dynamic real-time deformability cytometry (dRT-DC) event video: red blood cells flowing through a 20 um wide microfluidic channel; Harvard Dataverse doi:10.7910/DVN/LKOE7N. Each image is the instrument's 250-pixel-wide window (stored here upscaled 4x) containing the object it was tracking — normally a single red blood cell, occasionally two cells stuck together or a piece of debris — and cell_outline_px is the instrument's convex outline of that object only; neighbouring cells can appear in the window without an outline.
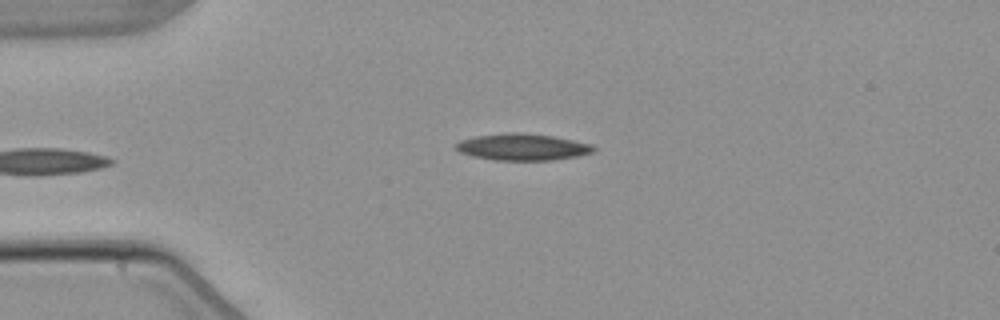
{"species": "common noctule bat (a hibernating species)", "species_latin": "Nyctalus noctula", "temperature_condition": "warm", "stored_images_in_passage": 3, "camera_frame_rate_fps": 3000, "um_per_image_px": 0.085, "animal": {"sex": "male", "body_mass_g": 21.5, "forearm_length_mm": 52.0}, "frame": {"image": 1, "passage_image": 3, "time_ms": 2.333, "image_size_px": [1000, 320], "cell_outline_px": [[596, 148], [592, 152], [576, 156], [552, 160], [492, 160], [472, 156], [460, 152], [452, 144], [460, 140], [476, 136], [508, 132], [520, 132], [552, 136], [592, 144]], "centroid_in_image_um": [44.36, 12.49], "position_along_channel_um": 40.6, "area_um2": 21.39}}